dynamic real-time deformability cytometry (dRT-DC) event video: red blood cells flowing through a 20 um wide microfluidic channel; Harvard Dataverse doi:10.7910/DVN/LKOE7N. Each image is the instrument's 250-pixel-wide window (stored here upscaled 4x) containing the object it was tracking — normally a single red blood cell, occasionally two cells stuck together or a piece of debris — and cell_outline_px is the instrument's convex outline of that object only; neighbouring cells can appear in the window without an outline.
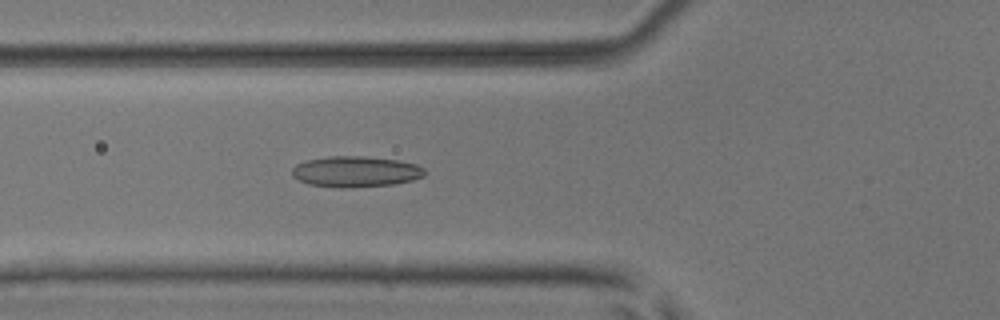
{"species": "common noctule bat (a hibernating species)", "species_latin": "Nyctalus noctula", "temperature_condition": "room temperature", "stored_images_in_passage": 53, "camera_frame_rate_fps": 3000, "um_per_image_px": 0.085, "animal": {"sex": "male", "body_mass_g": 17.9, "forearm_length_mm": 54.2}, "frame": {"image": 1, "passage_image": 20, "time_ms": 6.333, "image_size_px": [1000, 320], "cell_outline_px": [[424, 176], [412, 180], [392, 184], [352, 188], [340, 188], [308, 184], [292, 176], [292, 168], [296, 164], [308, 160], [328, 156], [364, 156], [396, 160], [416, 164], [424, 168]], "centroid_in_image_um": [30.21, 14.59], "position_along_channel_um": 95.6, "area_um2": 23.81}}
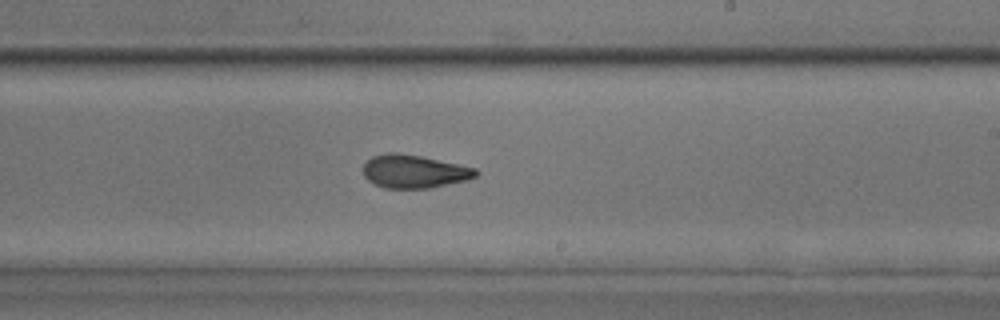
{"frame": {"image": 2, "passage_image": 32, "time_ms": 10.333, "image_size_px": [1000, 320], "cell_outline_px": [[480, 172], [476, 176], [468, 180], [432, 188], [384, 188], [368, 180], [364, 176], [364, 164], [372, 156], [388, 152], [396, 152], [420, 156], [476, 168]], "centroid_in_image_um": [35.22, 14.58], "position_along_channel_um": 253.8, "area_um2": 21.79}}
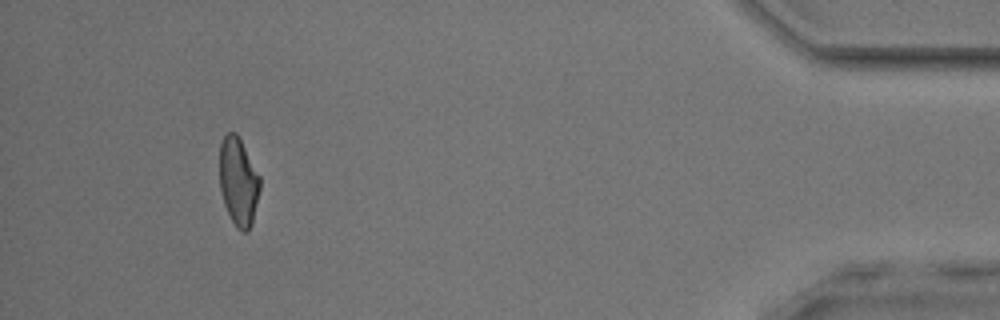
{"frame": {"image": 3, "passage_image": 49, "time_ms": 16.0, "image_size_px": [1000, 320], "cell_outline_px": [[260, 188], [252, 224], [248, 232], [240, 232], [236, 228], [224, 204], [220, 188], [220, 144], [224, 136], [228, 132], [236, 132], [260, 176]], "centroid_in_image_um": [20.27, 15.46], "position_along_channel_um": 414.9, "area_um2": 20.69}, "authors_computed_cell_mechanics": {"area_um2": 21.8484, "velocity_mm_per_s": 3.9652, "shape_relaxation_time_tau1_ms": 9.2045, "shape_relaxation_time_tau2_ms": 1.981, "deformation_change_tau1": 0.2021, "deformation_change_tau2": 0.0856}}